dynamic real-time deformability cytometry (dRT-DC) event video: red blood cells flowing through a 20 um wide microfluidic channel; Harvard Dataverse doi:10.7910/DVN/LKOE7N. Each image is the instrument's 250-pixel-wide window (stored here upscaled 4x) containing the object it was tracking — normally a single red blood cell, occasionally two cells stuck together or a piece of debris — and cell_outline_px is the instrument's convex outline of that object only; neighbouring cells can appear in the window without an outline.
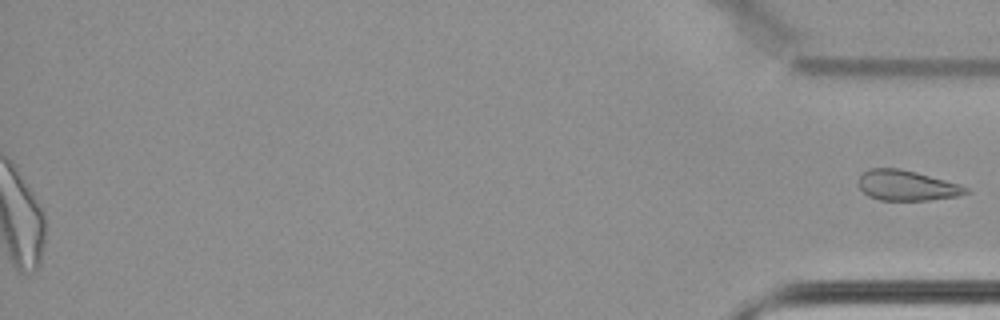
{"species": "common noctule bat (a hibernating species)", "species_latin": "Nyctalus noctula", "temperature_condition": "cold", "stored_images_in_passage": 67, "segment_of_instrument_passage": [2, 2], "camera_frame_rate_fps": 3000, "um_per_image_px": 0.085, "animal": {"sex": "female", "body_mass_g": 22.7, "forearm_length_mm": 54.2}, "frame": {"image": 1, "passage_image": 67, "time_ms": 22.0, "image_size_px": [1000, 320], "cell_outline_px": [[968, 192], [960, 196], [928, 200], [880, 200], [868, 196], [860, 188], [860, 176], [868, 168], [900, 168], [916, 172], [960, 184], [968, 188]], "centroid_in_image_um": [77.09, 15.76], "position_along_channel_um": 358.1, "area_um2": 18.84}}